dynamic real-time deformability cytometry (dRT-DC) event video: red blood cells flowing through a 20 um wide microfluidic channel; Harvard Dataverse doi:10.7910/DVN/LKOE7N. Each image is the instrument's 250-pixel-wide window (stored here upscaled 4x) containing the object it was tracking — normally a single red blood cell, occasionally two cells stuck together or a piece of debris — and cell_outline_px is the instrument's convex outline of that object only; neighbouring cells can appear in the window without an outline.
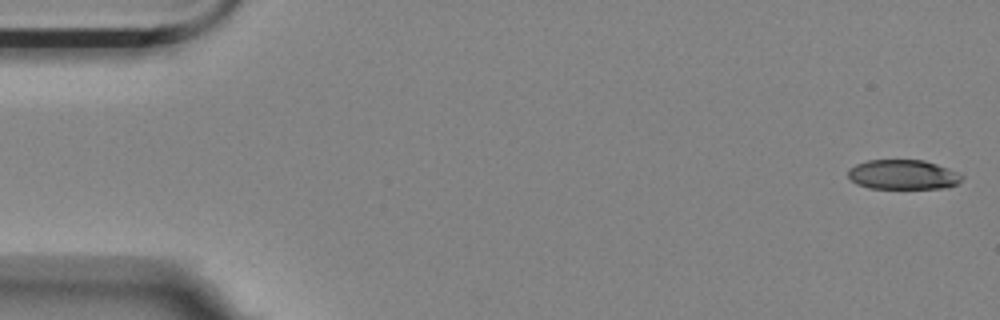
{"species": "Egyptian fruit bat (a non-hibernating species)", "species_latin": "Rousettus aegyptiacus", "temperature_condition": "room temperature", "stored_images_in_passage": 56, "camera_frame_rate_fps": 3000, "um_per_image_px": 0.085, "animal": {"sex": "female"}, "frame": {"image": 1, "passage_image": 1, "time_ms": 0.0, "image_size_px": [1000, 320], "cell_outline_px": [[964, 176], [956, 184], [948, 188], [868, 188], [856, 184], [848, 176], [848, 168], [856, 164], [868, 160], [924, 160], [960, 172]], "centroid_in_image_um": [76.76, 14.84], "position_along_channel_um": 8.2, "area_um2": 19.77}}
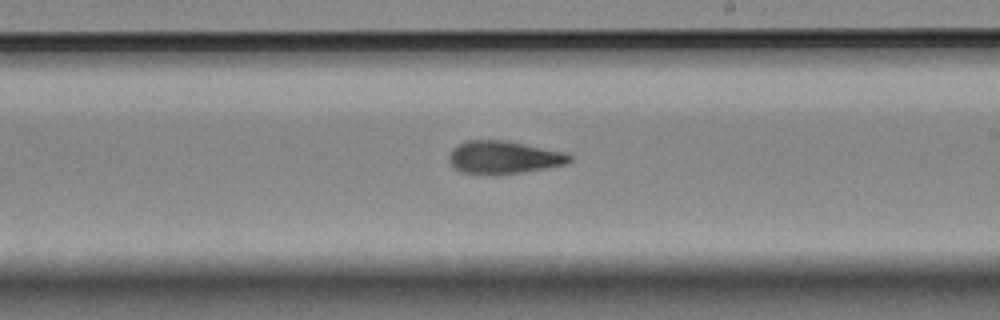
{"frame": {"image": 2, "passage_image": 32, "time_ms": 10.333, "image_size_px": [1000, 320], "cell_outline_px": [[572, 160], [564, 164], [544, 168], [520, 172], [464, 172], [456, 168], [448, 160], [448, 156], [452, 148], [468, 140], [504, 140], [568, 152], [572, 156]], "centroid_in_image_um": [42.86, 13.32], "position_along_channel_um": 246.1, "area_um2": 22.31}}
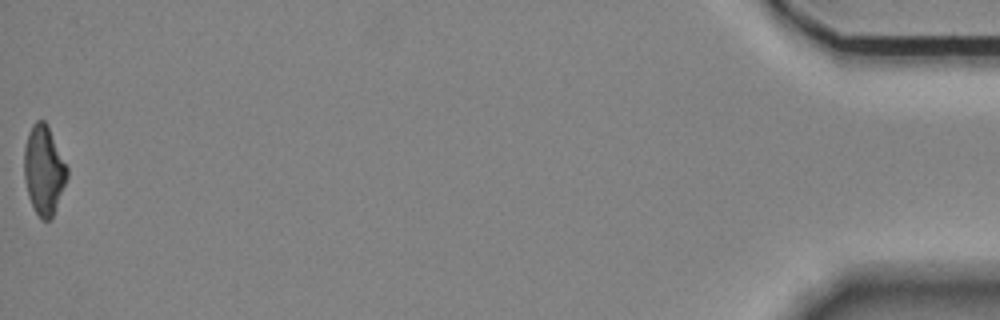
{"frame": {"image": 3, "passage_image": 56, "time_ms": 18.333, "image_size_px": [1000, 320], "cell_outline_px": [[68, 176], [52, 216], [48, 220], [40, 220], [28, 196], [24, 176], [24, 148], [28, 132], [32, 124], [36, 120], [44, 120], [48, 124], [68, 168]], "centroid_in_image_um": [3.72, 14.41], "position_along_channel_um": 431.5, "area_um2": 22.25}, "authors_computed_cell_mechanics": {"area_um2": 22.6287, "velocity_mm_per_s": 3.531, "shape_relaxation_time_tau1_ms": 7.6563, "shape_relaxation_time_tau2_ms": 5.105, "deformation_change_tau1": 0.2111, "deformation_change_tau2": 0.1355}}